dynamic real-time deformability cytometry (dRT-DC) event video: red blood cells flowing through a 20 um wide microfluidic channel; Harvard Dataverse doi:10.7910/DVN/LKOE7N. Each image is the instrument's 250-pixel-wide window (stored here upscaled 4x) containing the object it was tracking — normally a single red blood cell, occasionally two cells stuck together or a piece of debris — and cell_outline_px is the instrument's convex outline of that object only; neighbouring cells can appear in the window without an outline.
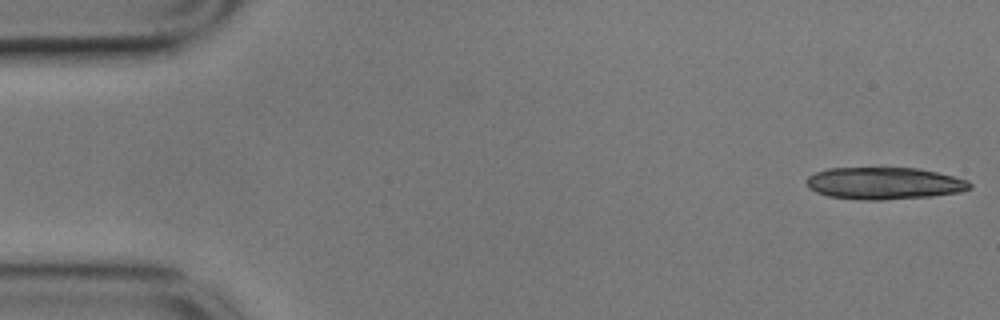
{"species": "common noctule bat (a hibernating species)", "species_latin": "Nyctalus noctula", "temperature_condition": "cold", "stored_images_in_passage": 14, "camera_frame_rate_fps": 3000, "um_per_image_px": 0.085, "animal": {"sex": "male", "body_mass_g": 17.9}, "frame": {"image": 1, "passage_image": 1, "time_ms": 0.0, "image_size_px": [1000, 320], "cell_outline_px": [[972, 188], [960, 192], [932, 196], [884, 200], [864, 200], [828, 196], [816, 192], [808, 188], [804, 180], [808, 176], [816, 172], [828, 168], [916, 168], [936, 172], [968, 180], [972, 184]], "centroid_in_image_um": [75.13, 15.58], "position_along_channel_um": 9.9, "area_um2": 30.63}}